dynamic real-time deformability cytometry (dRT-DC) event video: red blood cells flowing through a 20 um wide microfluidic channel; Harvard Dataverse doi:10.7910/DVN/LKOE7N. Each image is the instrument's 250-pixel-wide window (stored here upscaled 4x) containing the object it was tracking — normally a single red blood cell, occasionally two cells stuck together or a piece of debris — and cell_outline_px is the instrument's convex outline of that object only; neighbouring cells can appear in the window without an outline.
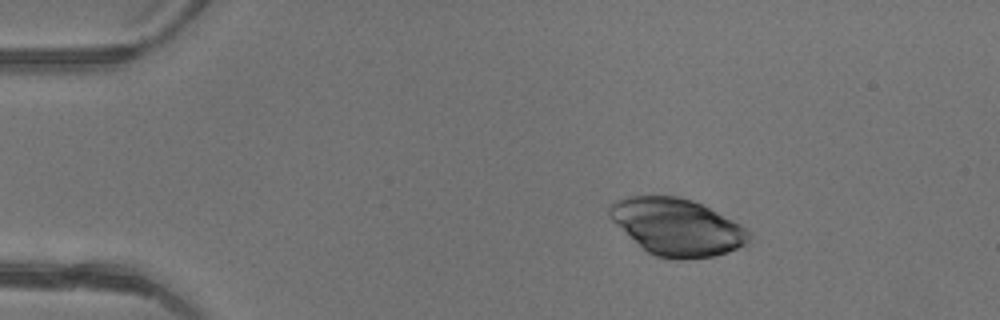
{"species": "common noctule bat (a hibernating species)", "species_latin": "Nyctalus noctula", "temperature_condition": "warm", "stored_images_in_passage": 46, "camera_frame_rate_fps": 3000, "um_per_image_px": 0.085, "animal": {"sex": "female"}, "frame": {"image": 1, "passage_image": 8, "time_ms": 2.333, "image_size_px": [1000, 320], "cell_outline_px": [[752, 236], [744, 244], [728, 252], [712, 256], [684, 260], [680, 260], [656, 256], [648, 252], [616, 224], [608, 216], [608, 204], [612, 200], [624, 196], [676, 196], [692, 200], [740, 224]], "centroid_in_image_um": [57.49, 19.28], "position_along_channel_um": 27.5, "area_um2": 45.78}}